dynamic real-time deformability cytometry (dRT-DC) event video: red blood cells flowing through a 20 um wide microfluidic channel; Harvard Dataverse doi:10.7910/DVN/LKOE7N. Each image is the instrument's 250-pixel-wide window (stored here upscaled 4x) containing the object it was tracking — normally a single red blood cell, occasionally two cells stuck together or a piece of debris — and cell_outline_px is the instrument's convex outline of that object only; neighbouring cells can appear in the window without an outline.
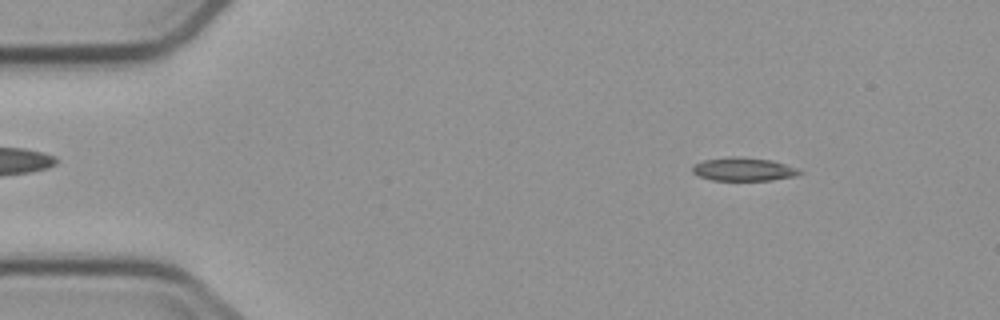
{"species": "common noctule bat (a hibernating species)", "species_latin": "Nyctalus noctula", "temperature_condition": "cold", "stored_images_in_passage": 6, "camera_frame_rate_fps": 3000, "um_per_image_px": 0.085, "animal": {"sex": "male", "body_mass_g": 23.1, "forearm_length_mm": 52.7}, "frame": {"image": 1, "passage_image": 2, "time_ms": 1.0, "image_size_px": [1000, 320], "cell_outline_px": [[804, 172], [796, 176], [772, 180], [712, 180], [700, 176], [692, 172], [692, 164], [704, 160], [736, 156], [772, 160], [796, 168]], "centroid_in_image_um": [63.2, 14.39], "position_along_channel_um": 21.8, "area_um2": 14.51}}
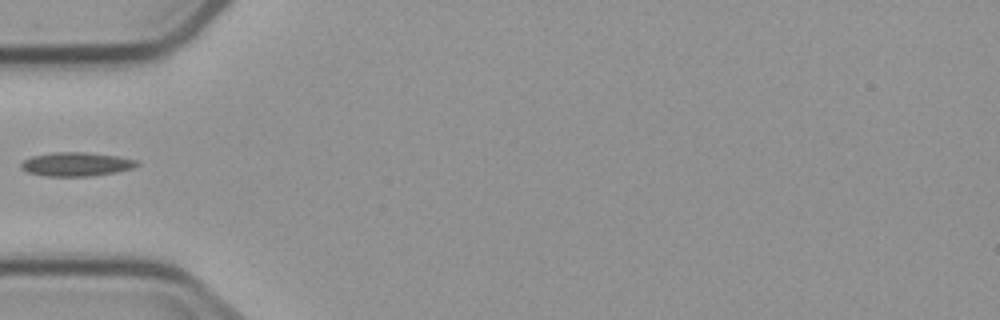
{"frame": {"image": 2, "passage_image": 5, "time_ms": 4.667, "image_size_px": [1000, 320], "cell_outline_px": [[140, 164], [132, 168], [116, 172], [92, 176], [44, 176], [28, 172], [20, 168], [20, 164], [24, 160], [32, 156], [52, 152], [84, 152], [116, 156], [136, 160]], "centroid_in_image_um": [6.45, 13.96], "position_along_channel_um": 78.5, "area_um2": 16.07}}
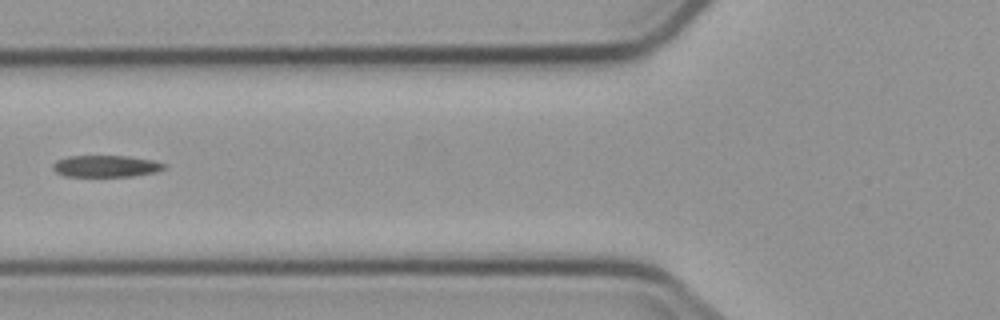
{"frame": {"image": 3, "passage_image": 6, "time_ms": 5.667, "image_size_px": [1000, 320], "cell_outline_px": [[168, 164], [164, 168], [156, 172], [132, 176], [64, 176], [56, 172], [52, 168], [52, 164], [56, 160], [68, 156], [128, 156], [152, 160]], "centroid_in_image_um": [8.99, 14.12], "position_along_channel_um": 116.8, "area_um2": 14.1}}